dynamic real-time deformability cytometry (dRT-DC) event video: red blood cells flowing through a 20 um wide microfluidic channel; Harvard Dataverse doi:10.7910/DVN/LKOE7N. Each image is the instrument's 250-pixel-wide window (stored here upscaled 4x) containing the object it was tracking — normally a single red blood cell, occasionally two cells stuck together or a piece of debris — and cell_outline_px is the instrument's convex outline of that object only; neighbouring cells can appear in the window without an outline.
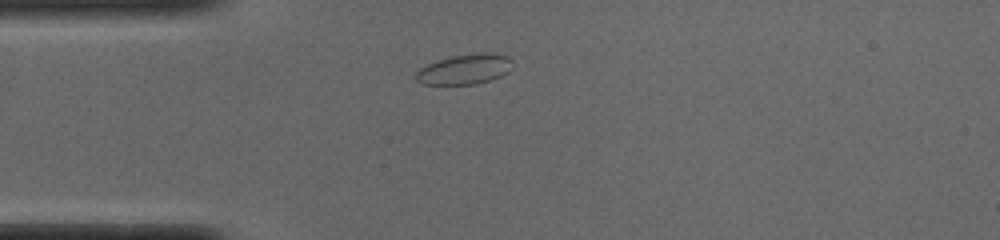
{"species": "common noctule bat (a hibernating species)", "species_latin": "Nyctalus noctula", "temperature_condition": "cold", "stored_images_in_passage": 32, "camera_frame_rate_fps": 3000, "um_per_image_px": 0.085, "animal": {"sex": "male", "body_mass_g": 19.0, "forearm_length_mm": 50.8}, "frame": {"image": 1, "passage_image": 1, "time_ms": 0.0, "image_size_px": [1000, 240], "cell_outline_px": [[512, 68], [508, 72], [492, 80], [476, 84], [424, 84], [416, 80], [416, 72], [420, 68], [436, 60], [452, 56], [484, 52], [488, 52], [508, 56], [512, 60]], "centroid_in_image_um": [39.53, 5.88], "position_along_channel_um": 45.5, "area_um2": 16.99}}
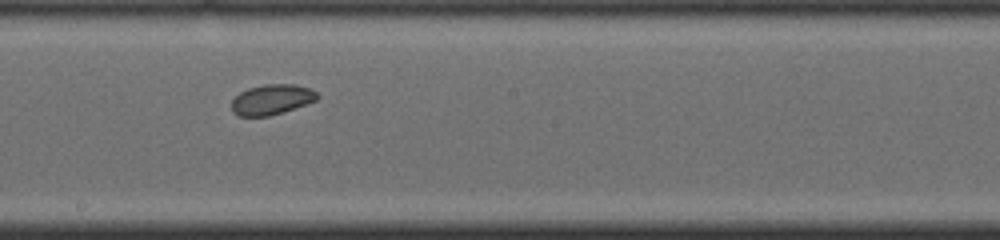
{"frame": {"image": 2, "passage_image": 16, "time_ms": 5.0, "image_size_px": [1000, 240], "cell_outline_px": [[320, 96], [316, 100], [268, 116], [240, 116], [232, 112], [232, 100], [240, 92], [248, 88], [264, 84], [296, 84], [308, 88], [316, 92]], "centroid_in_image_um": [23.07, 8.44], "position_along_channel_um": 225.1, "area_um2": 14.85}}
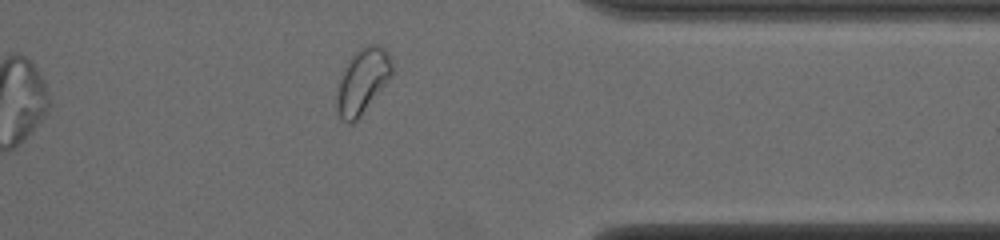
{"frame": {"image": 3, "passage_image": 29, "time_ms": 9.333, "image_size_px": [1000, 240], "cell_outline_px": [[392, 76], [360, 116], [352, 124], [348, 124], [340, 116], [336, 100], [336, 96], [340, 80], [344, 68], [348, 60], [364, 44], [376, 44], [384, 48], [388, 52], [392, 64]], "centroid_in_image_um": [30.83, 6.86], "position_along_channel_um": 380.6, "area_um2": 20.63}, "authors_computed_cell_mechanics": {"area_um2": 15.7505, "velocity_mm_per_s": 3.8596, "shape_relaxation_time_tau1_ms": 2.959, "shape_relaxation_time_tau2_ms": null, "deformation_change_tau1": 0.0582, "deformation_change_tau2": null}}